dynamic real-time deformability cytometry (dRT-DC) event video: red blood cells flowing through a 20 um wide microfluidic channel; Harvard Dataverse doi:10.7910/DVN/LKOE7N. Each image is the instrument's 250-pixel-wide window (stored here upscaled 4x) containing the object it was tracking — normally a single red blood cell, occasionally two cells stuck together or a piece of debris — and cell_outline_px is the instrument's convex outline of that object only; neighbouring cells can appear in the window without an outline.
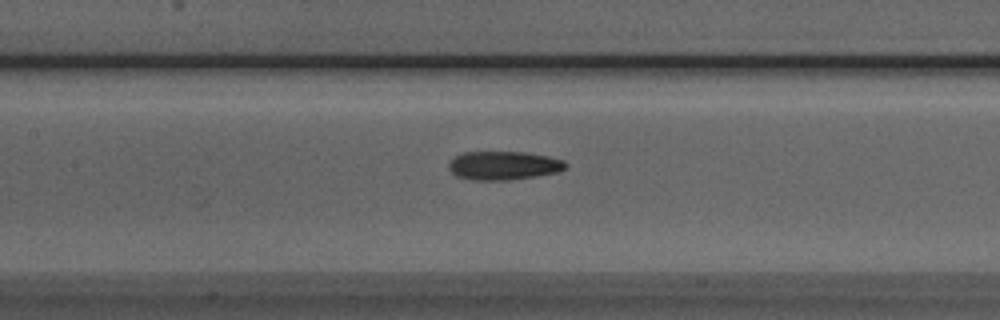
{"species": "Egyptian fruit bat (a non-hibernating species)", "species_latin": "Rousettus aegyptiacus", "temperature_condition": "room temperature", "stored_images_in_passage": 37, "camera_frame_rate_fps": 3000, "um_per_image_px": 0.085, "animal": {"sex": "male"}, "frame": {"image": 1, "passage_image": 9, "time_ms": 2.667, "image_size_px": [1000, 320], "cell_outline_px": [[568, 168], [556, 172], [536, 176], [508, 180], [472, 180], [456, 176], [448, 168], [448, 164], [456, 156], [464, 152], [528, 152], [548, 156], [564, 160], [568, 164]], "centroid_in_image_um": [42.83, 14.07], "position_along_channel_um": 164.6, "area_um2": 19.59}}
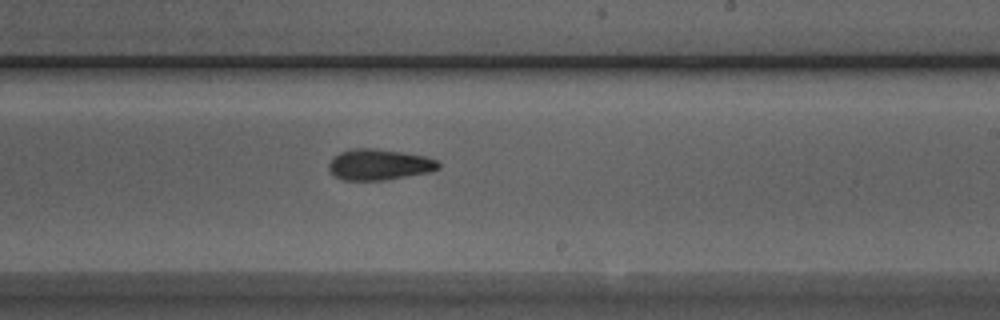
{"frame": {"image": 2, "passage_image": 16, "time_ms": 5.0, "image_size_px": [1000, 320], "cell_outline_px": [[440, 168], [428, 172], [384, 180], [344, 180], [336, 176], [328, 168], [328, 164], [332, 156], [340, 152], [352, 148], [376, 148], [424, 156], [436, 160], [440, 164]], "centroid_in_image_um": [32.19, 13.98], "position_along_channel_um": 256.8, "area_um2": 19.65}}
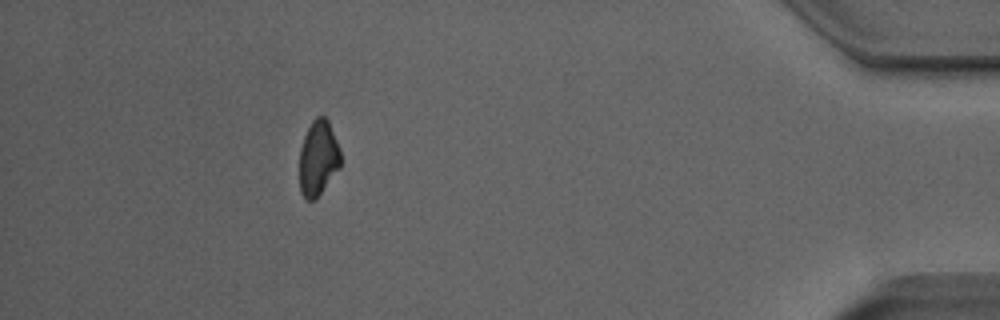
{"frame": {"image": 3, "passage_image": 32, "time_ms": 10.333, "image_size_px": [1000, 320], "cell_outline_px": [[340, 168], [316, 200], [304, 200], [300, 192], [300, 148], [304, 136], [312, 120], [316, 116], [324, 116], [328, 120], [340, 148]], "centroid_in_image_um": [27.05, 13.47], "position_along_channel_um": 408.2, "area_um2": 18.26}, "authors_computed_cell_mechanics": {"area_um2": 19.5364, "velocity_mm_per_s": 3.9665, "shape_relaxation_time_tau1_ms": 7.9917, "shape_relaxation_time_tau2_ms": 3.5633, "deformation_change_tau1": 0.1726, "deformation_change_tau2": 0.0992}}